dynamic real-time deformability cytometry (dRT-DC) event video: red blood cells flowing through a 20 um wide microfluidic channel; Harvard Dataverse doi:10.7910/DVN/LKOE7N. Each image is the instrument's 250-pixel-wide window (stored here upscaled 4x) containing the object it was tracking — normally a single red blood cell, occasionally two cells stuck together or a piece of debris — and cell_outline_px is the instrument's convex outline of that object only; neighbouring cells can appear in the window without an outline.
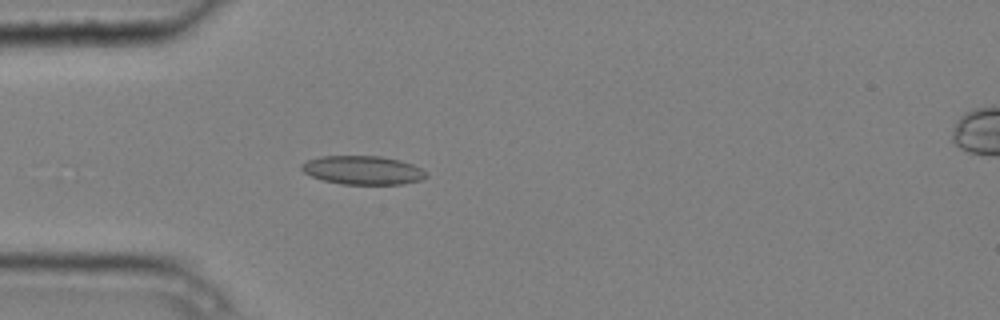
{"species": "common noctule bat (a hibernating species)", "species_latin": "Nyctalus noctula", "temperature_condition": "cold", "stored_images_in_passage": 5, "camera_frame_rate_fps": 3000, "um_per_image_px": 0.085, "animal": {"sex": "male", "body_mass_g": 20.4}, "frame": {"image": 1, "passage_image": 4, "time_ms": 1.0, "image_size_px": [1000, 320], "cell_outline_px": [[428, 176], [420, 180], [404, 184], [340, 184], [324, 180], [312, 176], [304, 172], [300, 168], [300, 164], [308, 160], [320, 156], [380, 156], [400, 160], [412, 164], [428, 172]], "centroid_in_image_um": [30.85, 14.46], "position_along_channel_um": 54.2, "area_um2": 20.87}}